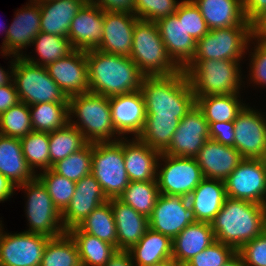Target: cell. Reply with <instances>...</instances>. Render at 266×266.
Instances as JSON below:
<instances>
[{"instance_id":"6da1fadb","label":"cell","mask_w":266,"mask_h":266,"mask_svg":"<svg viewBox=\"0 0 266 266\" xmlns=\"http://www.w3.org/2000/svg\"><path fill=\"white\" fill-rule=\"evenodd\" d=\"M89 92L112 97L141 90L144 75L130 57L86 51Z\"/></svg>"},{"instance_id":"7a4b0ae2","label":"cell","mask_w":266,"mask_h":266,"mask_svg":"<svg viewBox=\"0 0 266 266\" xmlns=\"http://www.w3.org/2000/svg\"><path fill=\"white\" fill-rule=\"evenodd\" d=\"M211 226L215 241L238 251L266 230V206L227 197Z\"/></svg>"},{"instance_id":"3957f363","label":"cell","mask_w":266,"mask_h":266,"mask_svg":"<svg viewBox=\"0 0 266 266\" xmlns=\"http://www.w3.org/2000/svg\"><path fill=\"white\" fill-rule=\"evenodd\" d=\"M141 92L146 117L181 120L196 104V97L183 70L167 76H144Z\"/></svg>"},{"instance_id":"277c9868","label":"cell","mask_w":266,"mask_h":266,"mask_svg":"<svg viewBox=\"0 0 266 266\" xmlns=\"http://www.w3.org/2000/svg\"><path fill=\"white\" fill-rule=\"evenodd\" d=\"M71 115H75L78 121L72 120ZM69 123L83 134L88 143L119 140L112 122L109 97L91 92L69 97Z\"/></svg>"},{"instance_id":"5b68a950","label":"cell","mask_w":266,"mask_h":266,"mask_svg":"<svg viewBox=\"0 0 266 266\" xmlns=\"http://www.w3.org/2000/svg\"><path fill=\"white\" fill-rule=\"evenodd\" d=\"M239 63L223 59L200 60L197 64H188L183 71L195 96L239 94L242 85Z\"/></svg>"},{"instance_id":"8992f818","label":"cell","mask_w":266,"mask_h":266,"mask_svg":"<svg viewBox=\"0 0 266 266\" xmlns=\"http://www.w3.org/2000/svg\"><path fill=\"white\" fill-rule=\"evenodd\" d=\"M129 57L144 76H167L180 71L166 52L156 22L136 21Z\"/></svg>"},{"instance_id":"52a82bcc","label":"cell","mask_w":266,"mask_h":266,"mask_svg":"<svg viewBox=\"0 0 266 266\" xmlns=\"http://www.w3.org/2000/svg\"><path fill=\"white\" fill-rule=\"evenodd\" d=\"M13 83L20 102L28 106L39 103H69V98L49 76L46 67L32 64L22 56L14 57Z\"/></svg>"},{"instance_id":"ba28073f","label":"cell","mask_w":266,"mask_h":266,"mask_svg":"<svg viewBox=\"0 0 266 266\" xmlns=\"http://www.w3.org/2000/svg\"><path fill=\"white\" fill-rule=\"evenodd\" d=\"M91 174L101 186L107 199L118 198L130 183L124 156L123 139L93 143Z\"/></svg>"},{"instance_id":"9c48e42d","label":"cell","mask_w":266,"mask_h":266,"mask_svg":"<svg viewBox=\"0 0 266 266\" xmlns=\"http://www.w3.org/2000/svg\"><path fill=\"white\" fill-rule=\"evenodd\" d=\"M253 41L252 26H233L210 30L196 41L195 55L189 64L200 60L240 61Z\"/></svg>"},{"instance_id":"30bf717a","label":"cell","mask_w":266,"mask_h":266,"mask_svg":"<svg viewBox=\"0 0 266 266\" xmlns=\"http://www.w3.org/2000/svg\"><path fill=\"white\" fill-rule=\"evenodd\" d=\"M17 188L25 189L27 195L25 209L29 230L26 232L49 238L59 237L66 232L62 214L54 205L47 188L37 177Z\"/></svg>"},{"instance_id":"8fae6325","label":"cell","mask_w":266,"mask_h":266,"mask_svg":"<svg viewBox=\"0 0 266 266\" xmlns=\"http://www.w3.org/2000/svg\"><path fill=\"white\" fill-rule=\"evenodd\" d=\"M159 160L164 162L159 166ZM157 164V183L160 194L188 197L204 179L195 158L161 153Z\"/></svg>"},{"instance_id":"7c38bea8","label":"cell","mask_w":266,"mask_h":266,"mask_svg":"<svg viewBox=\"0 0 266 266\" xmlns=\"http://www.w3.org/2000/svg\"><path fill=\"white\" fill-rule=\"evenodd\" d=\"M224 183L227 197L266 206V169L262 159H243Z\"/></svg>"},{"instance_id":"4fadbf2b","label":"cell","mask_w":266,"mask_h":266,"mask_svg":"<svg viewBox=\"0 0 266 266\" xmlns=\"http://www.w3.org/2000/svg\"><path fill=\"white\" fill-rule=\"evenodd\" d=\"M149 228L172 240L188 225L197 223L187 197L159 194L148 217Z\"/></svg>"},{"instance_id":"5bb4252c","label":"cell","mask_w":266,"mask_h":266,"mask_svg":"<svg viewBox=\"0 0 266 266\" xmlns=\"http://www.w3.org/2000/svg\"><path fill=\"white\" fill-rule=\"evenodd\" d=\"M0 229V266H40L49 237L30 232L5 233Z\"/></svg>"},{"instance_id":"9a60e30c","label":"cell","mask_w":266,"mask_h":266,"mask_svg":"<svg viewBox=\"0 0 266 266\" xmlns=\"http://www.w3.org/2000/svg\"><path fill=\"white\" fill-rule=\"evenodd\" d=\"M245 105L234 122V148L243 159H262L266 154L265 115Z\"/></svg>"},{"instance_id":"2e32d148","label":"cell","mask_w":266,"mask_h":266,"mask_svg":"<svg viewBox=\"0 0 266 266\" xmlns=\"http://www.w3.org/2000/svg\"><path fill=\"white\" fill-rule=\"evenodd\" d=\"M208 139H210L209 123L195 104L179 121L169 147L163 153L195 158Z\"/></svg>"},{"instance_id":"e0dca14e","label":"cell","mask_w":266,"mask_h":266,"mask_svg":"<svg viewBox=\"0 0 266 266\" xmlns=\"http://www.w3.org/2000/svg\"><path fill=\"white\" fill-rule=\"evenodd\" d=\"M46 69L68 98L89 92L86 51L73 49L65 57L48 64Z\"/></svg>"},{"instance_id":"ac0fdd59","label":"cell","mask_w":266,"mask_h":266,"mask_svg":"<svg viewBox=\"0 0 266 266\" xmlns=\"http://www.w3.org/2000/svg\"><path fill=\"white\" fill-rule=\"evenodd\" d=\"M13 23L6 30L5 40L2 42L4 56H23L22 49L31 46L34 38L41 32V11L37 0H30L22 9L17 10ZM9 54V55H8Z\"/></svg>"},{"instance_id":"d6986e66","label":"cell","mask_w":266,"mask_h":266,"mask_svg":"<svg viewBox=\"0 0 266 266\" xmlns=\"http://www.w3.org/2000/svg\"><path fill=\"white\" fill-rule=\"evenodd\" d=\"M109 104L118 138L130 133L137 138L146 120L145 100L141 90L109 97Z\"/></svg>"},{"instance_id":"ffe728a7","label":"cell","mask_w":266,"mask_h":266,"mask_svg":"<svg viewBox=\"0 0 266 266\" xmlns=\"http://www.w3.org/2000/svg\"><path fill=\"white\" fill-rule=\"evenodd\" d=\"M107 201L108 199L95 177L91 173L84 176L76 182L70 204L62 213L65 231L77 227L94 209Z\"/></svg>"},{"instance_id":"44dd1931","label":"cell","mask_w":266,"mask_h":266,"mask_svg":"<svg viewBox=\"0 0 266 266\" xmlns=\"http://www.w3.org/2000/svg\"><path fill=\"white\" fill-rule=\"evenodd\" d=\"M104 10L85 3L71 21L68 39L72 49H96L103 38Z\"/></svg>"},{"instance_id":"7402d4cb","label":"cell","mask_w":266,"mask_h":266,"mask_svg":"<svg viewBox=\"0 0 266 266\" xmlns=\"http://www.w3.org/2000/svg\"><path fill=\"white\" fill-rule=\"evenodd\" d=\"M137 20L138 18L129 12L104 11L103 38L96 49L129 57Z\"/></svg>"},{"instance_id":"603a6c76","label":"cell","mask_w":266,"mask_h":266,"mask_svg":"<svg viewBox=\"0 0 266 266\" xmlns=\"http://www.w3.org/2000/svg\"><path fill=\"white\" fill-rule=\"evenodd\" d=\"M166 52L173 63L183 70L193 59L196 41L184 27V17L171 15L156 22Z\"/></svg>"},{"instance_id":"cb8c5ba5","label":"cell","mask_w":266,"mask_h":266,"mask_svg":"<svg viewBox=\"0 0 266 266\" xmlns=\"http://www.w3.org/2000/svg\"><path fill=\"white\" fill-rule=\"evenodd\" d=\"M195 159L204 178L224 181L236 169L243 157L236 148L208 139Z\"/></svg>"},{"instance_id":"d4e9b609","label":"cell","mask_w":266,"mask_h":266,"mask_svg":"<svg viewBox=\"0 0 266 266\" xmlns=\"http://www.w3.org/2000/svg\"><path fill=\"white\" fill-rule=\"evenodd\" d=\"M124 137L123 156L130 182L157 181V164L161 153L138 138H133L131 142Z\"/></svg>"},{"instance_id":"484cf974","label":"cell","mask_w":266,"mask_h":266,"mask_svg":"<svg viewBox=\"0 0 266 266\" xmlns=\"http://www.w3.org/2000/svg\"><path fill=\"white\" fill-rule=\"evenodd\" d=\"M117 229V250L128 251L149 229L148 217L135 211L118 198L108 200Z\"/></svg>"},{"instance_id":"4316f807","label":"cell","mask_w":266,"mask_h":266,"mask_svg":"<svg viewBox=\"0 0 266 266\" xmlns=\"http://www.w3.org/2000/svg\"><path fill=\"white\" fill-rule=\"evenodd\" d=\"M214 242L211 223L190 224L172 240V259L177 266H184Z\"/></svg>"},{"instance_id":"83f0119b","label":"cell","mask_w":266,"mask_h":266,"mask_svg":"<svg viewBox=\"0 0 266 266\" xmlns=\"http://www.w3.org/2000/svg\"><path fill=\"white\" fill-rule=\"evenodd\" d=\"M187 198L197 222L211 223L227 198L225 183L204 178Z\"/></svg>"},{"instance_id":"f1b7e54d","label":"cell","mask_w":266,"mask_h":266,"mask_svg":"<svg viewBox=\"0 0 266 266\" xmlns=\"http://www.w3.org/2000/svg\"><path fill=\"white\" fill-rule=\"evenodd\" d=\"M209 30L233 26H252L244 15L242 0H192Z\"/></svg>"},{"instance_id":"f546056e","label":"cell","mask_w":266,"mask_h":266,"mask_svg":"<svg viewBox=\"0 0 266 266\" xmlns=\"http://www.w3.org/2000/svg\"><path fill=\"white\" fill-rule=\"evenodd\" d=\"M41 11V32L68 37L71 21L86 0L38 1Z\"/></svg>"},{"instance_id":"4dcf8cb0","label":"cell","mask_w":266,"mask_h":266,"mask_svg":"<svg viewBox=\"0 0 266 266\" xmlns=\"http://www.w3.org/2000/svg\"><path fill=\"white\" fill-rule=\"evenodd\" d=\"M0 173L16 188L36 178L24 158L19 138L0 134Z\"/></svg>"},{"instance_id":"1f68e13d","label":"cell","mask_w":266,"mask_h":266,"mask_svg":"<svg viewBox=\"0 0 266 266\" xmlns=\"http://www.w3.org/2000/svg\"><path fill=\"white\" fill-rule=\"evenodd\" d=\"M172 239L150 228L128 252L135 266H147L172 259Z\"/></svg>"},{"instance_id":"d6a6232c","label":"cell","mask_w":266,"mask_h":266,"mask_svg":"<svg viewBox=\"0 0 266 266\" xmlns=\"http://www.w3.org/2000/svg\"><path fill=\"white\" fill-rule=\"evenodd\" d=\"M66 232L77 246L81 266H104L117 252L114 245L83 232L78 226Z\"/></svg>"},{"instance_id":"836d02e7","label":"cell","mask_w":266,"mask_h":266,"mask_svg":"<svg viewBox=\"0 0 266 266\" xmlns=\"http://www.w3.org/2000/svg\"><path fill=\"white\" fill-rule=\"evenodd\" d=\"M240 94L231 95H208L195 96L196 105L202 111L207 122H228L234 121L238 113L243 109L245 103H242L238 97Z\"/></svg>"},{"instance_id":"e575fe53","label":"cell","mask_w":266,"mask_h":266,"mask_svg":"<svg viewBox=\"0 0 266 266\" xmlns=\"http://www.w3.org/2000/svg\"><path fill=\"white\" fill-rule=\"evenodd\" d=\"M33 131L51 133L69 123V103H39L29 106Z\"/></svg>"},{"instance_id":"d590c367","label":"cell","mask_w":266,"mask_h":266,"mask_svg":"<svg viewBox=\"0 0 266 266\" xmlns=\"http://www.w3.org/2000/svg\"><path fill=\"white\" fill-rule=\"evenodd\" d=\"M179 121L174 117H146L144 128L137 138L163 153L169 147Z\"/></svg>"},{"instance_id":"8d00e7d4","label":"cell","mask_w":266,"mask_h":266,"mask_svg":"<svg viewBox=\"0 0 266 266\" xmlns=\"http://www.w3.org/2000/svg\"><path fill=\"white\" fill-rule=\"evenodd\" d=\"M78 227L117 248V229L109 201L94 209Z\"/></svg>"},{"instance_id":"74e56055","label":"cell","mask_w":266,"mask_h":266,"mask_svg":"<svg viewBox=\"0 0 266 266\" xmlns=\"http://www.w3.org/2000/svg\"><path fill=\"white\" fill-rule=\"evenodd\" d=\"M87 143L83 134L70 123L49 133L50 169L55 163L82 149Z\"/></svg>"},{"instance_id":"f35d334b","label":"cell","mask_w":266,"mask_h":266,"mask_svg":"<svg viewBox=\"0 0 266 266\" xmlns=\"http://www.w3.org/2000/svg\"><path fill=\"white\" fill-rule=\"evenodd\" d=\"M40 266H81L77 246L67 232L48 240Z\"/></svg>"},{"instance_id":"ab89813d","label":"cell","mask_w":266,"mask_h":266,"mask_svg":"<svg viewBox=\"0 0 266 266\" xmlns=\"http://www.w3.org/2000/svg\"><path fill=\"white\" fill-rule=\"evenodd\" d=\"M32 44L36 46L35 52H37L39 59H33L25 54L22 57L35 65L46 67L48 64L55 62L56 60L65 57L73 49L70 45L68 37H62L59 35H52L45 32H40L32 41ZM27 56V57H26ZM39 60V61H38ZM41 60V62H40Z\"/></svg>"},{"instance_id":"60d3db41","label":"cell","mask_w":266,"mask_h":266,"mask_svg":"<svg viewBox=\"0 0 266 266\" xmlns=\"http://www.w3.org/2000/svg\"><path fill=\"white\" fill-rule=\"evenodd\" d=\"M159 194L157 181H131L118 199L138 213L149 217Z\"/></svg>"},{"instance_id":"b9f144b4","label":"cell","mask_w":266,"mask_h":266,"mask_svg":"<svg viewBox=\"0 0 266 266\" xmlns=\"http://www.w3.org/2000/svg\"><path fill=\"white\" fill-rule=\"evenodd\" d=\"M20 141L24 158L34 174L38 167L43 171L50 169L49 133L31 131Z\"/></svg>"},{"instance_id":"7bdbcfd3","label":"cell","mask_w":266,"mask_h":266,"mask_svg":"<svg viewBox=\"0 0 266 266\" xmlns=\"http://www.w3.org/2000/svg\"><path fill=\"white\" fill-rule=\"evenodd\" d=\"M93 143H87L82 149L58 161L52 169L65 178L77 182L91 173Z\"/></svg>"},{"instance_id":"ee69618b","label":"cell","mask_w":266,"mask_h":266,"mask_svg":"<svg viewBox=\"0 0 266 266\" xmlns=\"http://www.w3.org/2000/svg\"><path fill=\"white\" fill-rule=\"evenodd\" d=\"M42 172L36 177L47 188L54 205L62 214L74 195L76 182L57 174L52 168Z\"/></svg>"},{"instance_id":"f6af8a7d","label":"cell","mask_w":266,"mask_h":266,"mask_svg":"<svg viewBox=\"0 0 266 266\" xmlns=\"http://www.w3.org/2000/svg\"><path fill=\"white\" fill-rule=\"evenodd\" d=\"M33 131L29 106L18 102L0 114V134L8 137L22 138Z\"/></svg>"},{"instance_id":"bcb514c9","label":"cell","mask_w":266,"mask_h":266,"mask_svg":"<svg viewBox=\"0 0 266 266\" xmlns=\"http://www.w3.org/2000/svg\"><path fill=\"white\" fill-rule=\"evenodd\" d=\"M179 3L176 0H135L133 14L138 19L157 22L174 15Z\"/></svg>"},{"instance_id":"7dc6e473","label":"cell","mask_w":266,"mask_h":266,"mask_svg":"<svg viewBox=\"0 0 266 266\" xmlns=\"http://www.w3.org/2000/svg\"><path fill=\"white\" fill-rule=\"evenodd\" d=\"M174 15L184 17V27L195 41L210 31L199 8L192 0H181Z\"/></svg>"},{"instance_id":"c3c4849f","label":"cell","mask_w":266,"mask_h":266,"mask_svg":"<svg viewBox=\"0 0 266 266\" xmlns=\"http://www.w3.org/2000/svg\"><path fill=\"white\" fill-rule=\"evenodd\" d=\"M237 253L229 245L215 241L205 250L194 256L184 266H223Z\"/></svg>"},{"instance_id":"681fc988","label":"cell","mask_w":266,"mask_h":266,"mask_svg":"<svg viewBox=\"0 0 266 266\" xmlns=\"http://www.w3.org/2000/svg\"><path fill=\"white\" fill-rule=\"evenodd\" d=\"M237 254L246 266H266V230L260 236L246 242Z\"/></svg>"},{"instance_id":"f907efd6","label":"cell","mask_w":266,"mask_h":266,"mask_svg":"<svg viewBox=\"0 0 266 266\" xmlns=\"http://www.w3.org/2000/svg\"><path fill=\"white\" fill-rule=\"evenodd\" d=\"M254 52L251 54L250 79L256 85L266 86V41L255 39Z\"/></svg>"},{"instance_id":"816d5d0a","label":"cell","mask_w":266,"mask_h":266,"mask_svg":"<svg viewBox=\"0 0 266 266\" xmlns=\"http://www.w3.org/2000/svg\"><path fill=\"white\" fill-rule=\"evenodd\" d=\"M210 139L220 144L234 147L235 129L234 122H215L209 124Z\"/></svg>"},{"instance_id":"f5cc1de1","label":"cell","mask_w":266,"mask_h":266,"mask_svg":"<svg viewBox=\"0 0 266 266\" xmlns=\"http://www.w3.org/2000/svg\"><path fill=\"white\" fill-rule=\"evenodd\" d=\"M18 102L20 101L13 80L9 84L0 86V114Z\"/></svg>"},{"instance_id":"db71d44e","label":"cell","mask_w":266,"mask_h":266,"mask_svg":"<svg viewBox=\"0 0 266 266\" xmlns=\"http://www.w3.org/2000/svg\"><path fill=\"white\" fill-rule=\"evenodd\" d=\"M246 20L253 24L266 12V0H242Z\"/></svg>"},{"instance_id":"11a10c76","label":"cell","mask_w":266,"mask_h":266,"mask_svg":"<svg viewBox=\"0 0 266 266\" xmlns=\"http://www.w3.org/2000/svg\"><path fill=\"white\" fill-rule=\"evenodd\" d=\"M135 0H102L98 6L104 11L134 12Z\"/></svg>"},{"instance_id":"9f6ffc18","label":"cell","mask_w":266,"mask_h":266,"mask_svg":"<svg viewBox=\"0 0 266 266\" xmlns=\"http://www.w3.org/2000/svg\"><path fill=\"white\" fill-rule=\"evenodd\" d=\"M104 266H135L128 251L117 250Z\"/></svg>"},{"instance_id":"6f0895ef","label":"cell","mask_w":266,"mask_h":266,"mask_svg":"<svg viewBox=\"0 0 266 266\" xmlns=\"http://www.w3.org/2000/svg\"><path fill=\"white\" fill-rule=\"evenodd\" d=\"M252 30L253 38L266 41V12L252 24Z\"/></svg>"},{"instance_id":"680465c9","label":"cell","mask_w":266,"mask_h":266,"mask_svg":"<svg viewBox=\"0 0 266 266\" xmlns=\"http://www.w3.org/2000/svg\"><path fill=\"white\" fill-rule=\"evenodd\" d=\"M15 186L0 173V202L8 200L14 193Z\"/></svg>"},{"instance_id":"91938a15","label":"cell","mask_w":266,"mask_h":266,"mask_svg":"<svg viewBox=\"0 0 266 266\" xmlns=\"http://www.w3.org/2000/svg\"><path fill=\"white\" fill-rule=\"evenodd\" d=\"M11 63V71H4L2 67H0V86L9 84L13 80V68H14V59ZM9 72V73H8ZM10 74V75H9Z\"/></svg>"},{"instance_id":"94428289","label":"cell","mask_w":266,"mask_h":266,"mask_svg":"<svg viewBox=\"0 0 266 266\" xmlns=\"http://www.w3.org/2000/svg\"><path fill=\"white\" fill-rule=\"evenodd\" d=\"M223 266H246L242 258L236 253L230 261H228Z\"/></svg>"},{"instance_id":"6125c7cd","label":"cell","mask_w":266,"mask_h":266,"mask_svg":"<svg viewBox=\"0 0 266 266\" xmlns=\"http://www.w3.org/2000/svg\"><path fill=\"white\" fill-rule=\"evenodd\" d=\"M147 266H177L173 259L162 260Z\"/></svg>"},{"instance_id":"be15d7a7","label":"cell","mask_w":266,"mask_h":266,"mask_svg":"<svg viewBox=\"0 0 266 266\" xmlns=\"http://www.w3.org/2000/svg\"><path fill=\"white\" fill-rule=\"evenodd\" d=\"M102 0H86V3L98 5Z\"/></svg>"},{"instance_id":"e7e4bbea","label":"cell","mask_w":266,"mask_h":266,"mask_svg":"<svg viewBox=\"0 0 266 266\" xmlns=\"http://www.w3.org/2000/svg\"><path fill=\"white\" fill-rule=\"evenodd\" d=\"M262 161L264 163L265 169H266V154L264 155V157L262 158Z\"/></svg>"},{"instance_id":"03108f58","label":"cell","mask_w":266,"mask_h":266,"mask_svg":"<svg viewBox=\"0 0 266 266\" xmlns=\"http://www.w3.org/2000/svg\"><path fill=\"white\" fill-rule=\"evenodd\" d=\"M37 1H53V0H37Z\"/></svg>"}]
</instances>
